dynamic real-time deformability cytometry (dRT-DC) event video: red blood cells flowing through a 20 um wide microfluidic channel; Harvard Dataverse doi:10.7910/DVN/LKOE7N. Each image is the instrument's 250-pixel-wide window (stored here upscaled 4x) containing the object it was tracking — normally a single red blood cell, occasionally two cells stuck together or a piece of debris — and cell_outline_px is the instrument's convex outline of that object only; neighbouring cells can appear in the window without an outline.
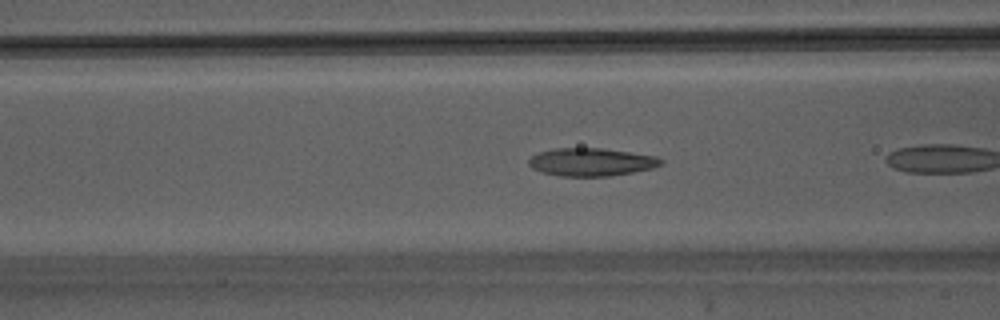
{"species": "Egyptian fruit bat (a non-hibernating species)", "species_latin": "Rousettus aegyptiacus", "temperature_condition": "warm", "stored_images_in_passage": 4, "camera_frame_rate_fps": 3000, "um_per_image_px": 0.085, "animal": {"sex": "male"}, "frame": {"image": 1, "passage_image": 3, "time_ms": 0.667, "image_size_px": [1000, 320], "cell_outline_px": [[664, 164], [652, 168], [612, 176], [560, 176], [540, 172], [532, 168], [528, 164], [528, 160], [532, 156], [540, 152], [552, 148], [600, 148], [656, 156], [664, 160]], "centroid_in_image_um": [50.25, 13.77], "position_along_channel_um": 116.4, "area_um2": 21.56}}